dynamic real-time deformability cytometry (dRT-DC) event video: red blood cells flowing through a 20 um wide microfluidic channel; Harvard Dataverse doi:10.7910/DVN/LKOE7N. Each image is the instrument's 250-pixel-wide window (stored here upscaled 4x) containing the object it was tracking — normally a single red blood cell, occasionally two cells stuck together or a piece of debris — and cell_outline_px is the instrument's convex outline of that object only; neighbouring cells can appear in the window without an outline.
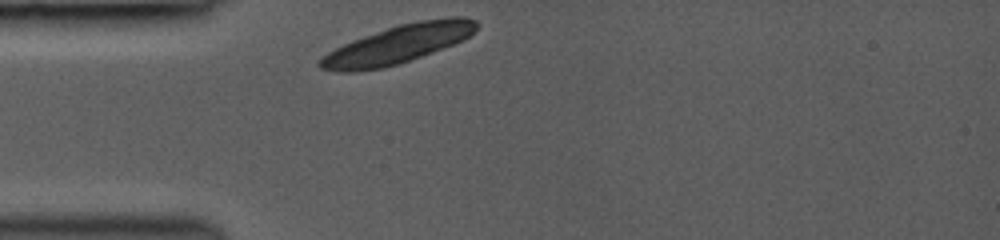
{"species": "common noctule bat (a hibernating species)", "species_latin": "Nyctalus noctula", "temperature_condition": "room temperature", "stored_images_in_passage": 9, "camera_frame_rate_fps": 3000, "um_per_image_px": 0.085, "animal": {"sex": "female", "body_mass_g": 19.0, "forearm_length_mm": 53.3}, "frame": {"image": 1, "passage_image": 1, "time_ms": 0.0, "image_size_px": [1000, 240], "cell_outline_px": [[480, 24], [464, 40], [420, 56], [384, 68], [356, 72], [340, 72], [320, 68], [316, 64], [328, 52], [352, 40], [400, 24], [420, 20], [452, 16], [464, 16], [476, 20]], "centroid_in_image_um": [33.83, 3.76], "position_along_channel_um": 51.2, "area_um2": 34.56}}